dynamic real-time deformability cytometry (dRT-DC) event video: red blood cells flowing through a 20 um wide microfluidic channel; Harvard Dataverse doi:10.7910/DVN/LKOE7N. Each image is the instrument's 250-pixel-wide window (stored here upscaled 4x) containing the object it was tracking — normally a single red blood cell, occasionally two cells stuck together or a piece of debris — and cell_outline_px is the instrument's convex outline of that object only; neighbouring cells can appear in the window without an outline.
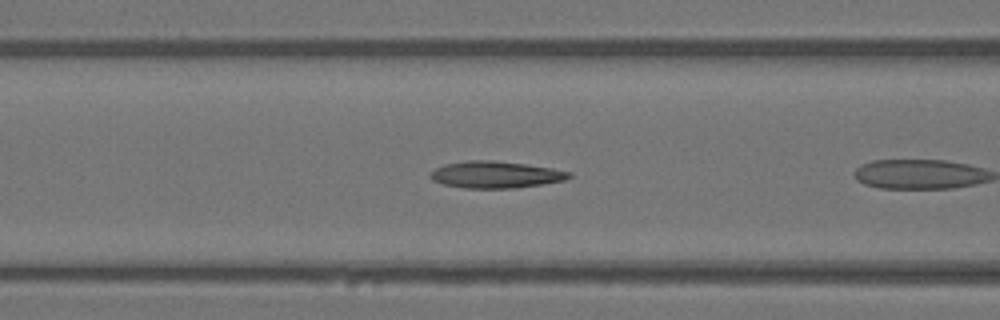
{"species": "Egyptian fruit bat (a non-hibernating species)", "species_latin": "Rousettus aegyptiacus", "temperature_condition": "warm", "stored_images_in_passage": 6, "camera_frame_rate_fps": 3000, "um_per_image_px": 0.085, "animal": {"sex": "female"}, "frame": {"image": 1, "passage_image": 5, "time_ms": 1.333, "image_size_px": [1000, 320], "cell_outline_px": [[572, 176], [564, 180], [516, 188], [464, 188], [444, 184], [432, 180], [428, 176], [428, 172], [444, 164], [468, 160], [492, 160], [524, 164], [552, 168], [572, 172]], "centroid_in_image_um": [42.08, 14.84], "position_along_channel_um": 124.5, "area_um2": 21.68}}